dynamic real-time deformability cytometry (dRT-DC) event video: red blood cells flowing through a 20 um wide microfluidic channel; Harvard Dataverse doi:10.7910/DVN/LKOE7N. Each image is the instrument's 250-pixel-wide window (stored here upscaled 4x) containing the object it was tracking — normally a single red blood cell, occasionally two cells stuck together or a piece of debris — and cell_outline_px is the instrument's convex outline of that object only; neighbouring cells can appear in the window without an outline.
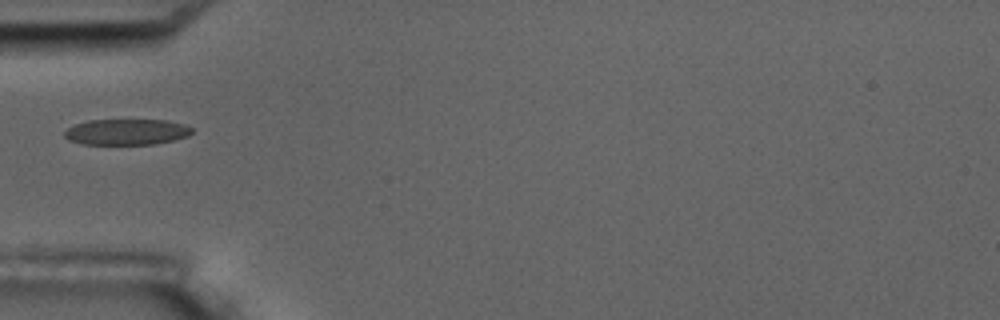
{"species": "common noctule bat (a hibernating species)", "species_latin": "Nyctalus noctula", "temperature_condition": "room temperature", "stored_images_in_passage": 1, "camera_frame_rate_fps": 3000, "um_per_image_px": 0.085, "animal": {"sex": "male", "body_mass_g": 17.5, "forearm_length_mm": 52.3}, "frame": {"image": 1, "passage_image": 1, "time_ms": 0.0, "image_size_px": [1000, 320], "cell_outline_px": [[192, 132], [188, 136], [172, 140], [152, 144], [80, 144], [68, 140], [64, 136], [64, 132], [68, 128], [76, 124], [88, 120], [168, 120], [184, 124], [192, 128]], "centroid_in_image_um": [10.74, 11.21], "position_along_channel_um": 74.3, "area_um2": 19.19}}